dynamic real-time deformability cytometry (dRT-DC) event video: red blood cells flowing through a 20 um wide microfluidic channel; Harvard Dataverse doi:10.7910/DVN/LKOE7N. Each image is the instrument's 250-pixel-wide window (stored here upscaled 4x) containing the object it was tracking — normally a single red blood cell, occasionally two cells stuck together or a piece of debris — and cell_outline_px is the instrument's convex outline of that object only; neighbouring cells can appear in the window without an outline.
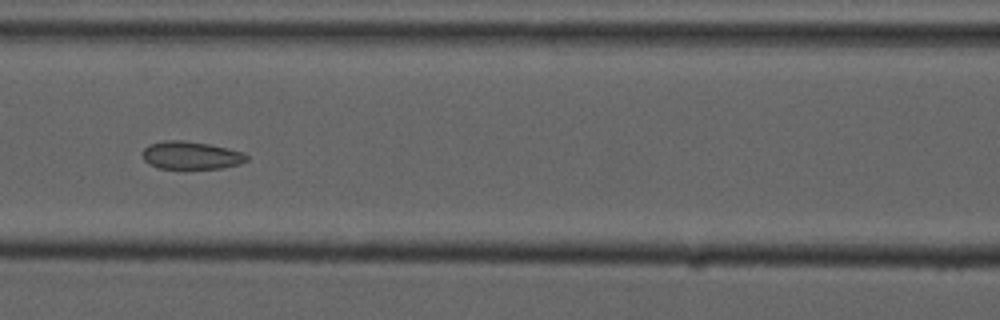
{"species": "common noctule bat (a hibernating species)", "species_latin": "Nyctalus noctula", "temperature_condition": "cold", "stored_images_in_passage": 8, "camera_frame_rate_fps": 3000, "um_per_image_px": 0.085, "animal": {"sex": "male", "forearm_length_mm": 52.5}, "frame": {"image": 1, "passage_image": 6, "time_ms": 7.0, "image_size_px": [1000, 320], "cell_outline_px": [[248, 160], [240, 164], [220, 168], [160, 168], [148, 164], [144, 160], [144, 148], [148, 144], [164, 140], [184, 140], [208, 144], [244, 152], [248, 156]], "centroid_in_image_um": [16.24, 13.19], "position_along_channel_um": 150.4, "area_um2": 16.82}}
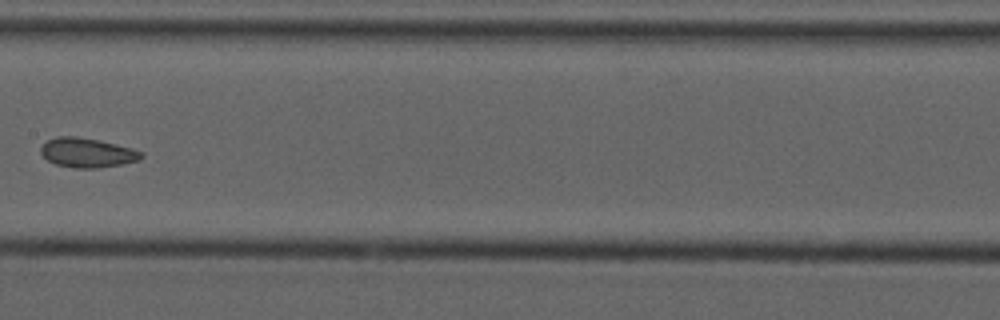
{"frame": {"image": 2, "passage_image": 7, "time_ms": 8.333, "image_size_px": [1000, 320], "cell_outline_px": [[144, 156], [140, 160], [100, 168], [76, 168], [56, 164], [48, 160], [40, 152], [40, 148], [48, 140], [56, 136], [76, 136], [96, 140], [132, 148], [144, 152]], "centroid_in_image_um": [7.43, 12.98], "position_along_channel_um": 200.0, "area_um2": 17.11}}
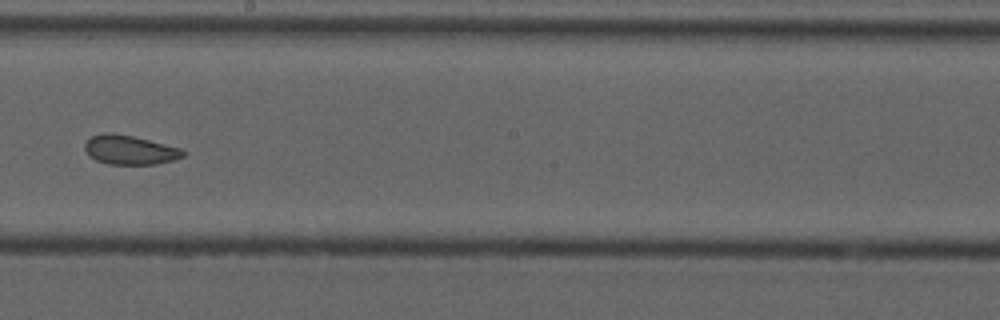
{"frame": {"image": 3, "passage_image": 8, "time_ms": 9.333, "image_size_px": [1000, 320], "cell_outline_px": [[184, 156], [172, 160], [156, 164], [108, 164], [96, 160], [88, 156], [84, 148], [84, 144], [92, 136], [104, 132], [112, 132], [132, 136], [180, 148], [184, 152]], "centroid_in_image_um": [10.98, 12.74], "position_along_channel_um": 237.2, "area_um2": 16.59}}